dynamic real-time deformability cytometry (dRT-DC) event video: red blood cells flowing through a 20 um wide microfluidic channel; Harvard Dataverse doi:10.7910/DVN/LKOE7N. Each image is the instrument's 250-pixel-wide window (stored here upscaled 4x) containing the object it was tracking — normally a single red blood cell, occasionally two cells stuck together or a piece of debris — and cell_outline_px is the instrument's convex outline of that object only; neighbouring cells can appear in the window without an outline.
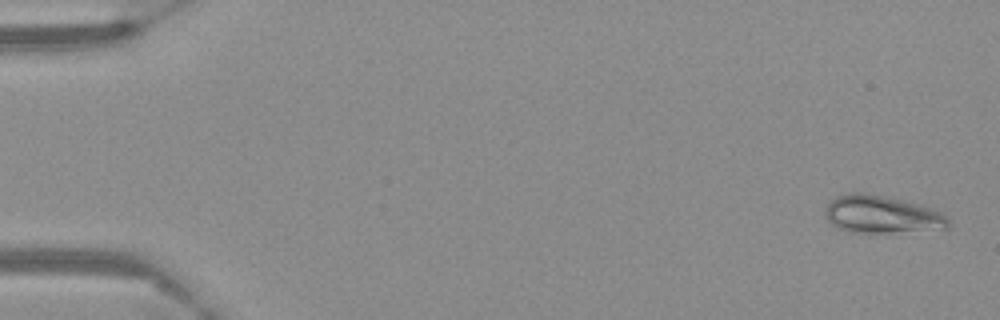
{"species": "Egyptian fruit bat (a non-hibernating species)", "species_latin": "Rousettus aegyptiacus", "temperature_condition": "warm", "stored_images_in_passage": 59, "camera_frame_rate_fps": 3000, "um_per_image_px": 0.085, "frame": {"image": 1, "passage_image": 2, "time_ms": 0.333, "image_size_px": [1000, 320], "cell_outline_px": [[948, 228], [888, 232], [848, 232], [836, 228], [828, 220], [824, 212], [828, 204], [836, 196], [848, 192], [864, 192], [924, 204], [948, 216]], "centroid_in_image_um": [74.93, 18.2], "position_along_channel_um": 10.1, "area_um2": 27.05}}
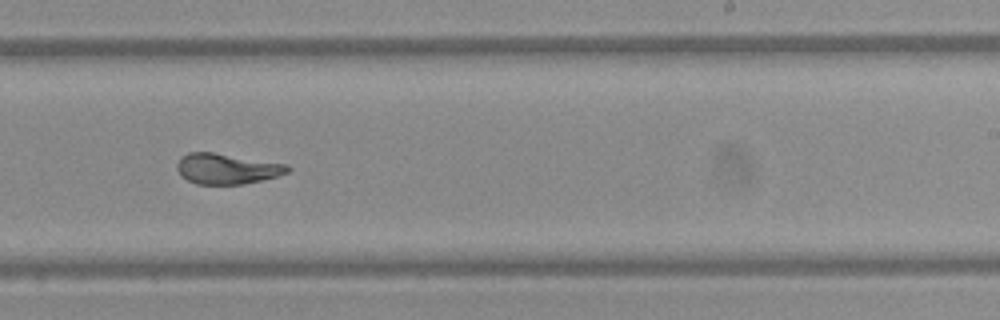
{"frame": {"image": 2, "passage_image": 37, "time_ms": 12.0, "image_size_px": [1000, 320], "cell_outline_px": [[292, 168], [288, 172], [276, 176], [244, 184], [196, 184], [180, 176], [176, 168], [176, 164], [180, 156], [188, 152], [212, 152], [288, 164]], "centroid_in_image_um": [19.25, 14.33], "position_along_channel_um": 269.8, "area_um2": 19.77}}
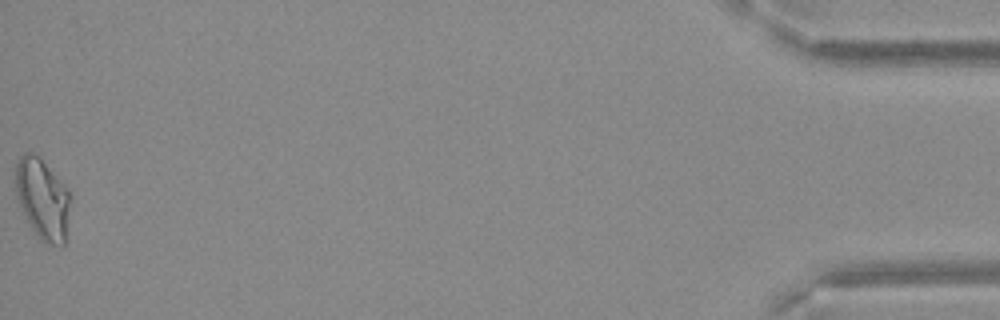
{"frame": {"image": 3, "passage_image": 59, "time_ms": 19.333, "image_size_px": [1000, 320], "cell_outline_px": [[72, 196], [64, 244], [60, 248], [44, 244], [36, 236], [16, 196], [16, 164], [20, 156], [24, 152], [32, 152], [40, 156], [68, 188]], "centroid_in_image_um": [3.66, 16.92], "position_along_channel_um": 431.5, "area_um2": 26.24}}